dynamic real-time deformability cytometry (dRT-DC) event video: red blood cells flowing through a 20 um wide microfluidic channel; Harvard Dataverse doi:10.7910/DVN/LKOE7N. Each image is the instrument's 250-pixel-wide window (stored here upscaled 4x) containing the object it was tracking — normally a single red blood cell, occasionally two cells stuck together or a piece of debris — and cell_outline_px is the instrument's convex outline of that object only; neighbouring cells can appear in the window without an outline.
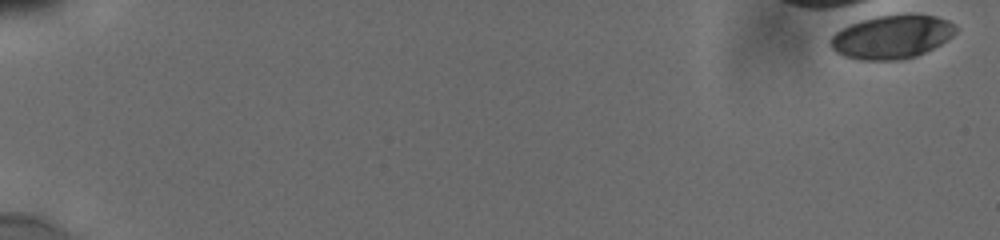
{"species": "human", "species_latin": "Homo sapiens", "temperature_condition": "cold", "stored_images_in_passage": 2, "camera_frame_rate_fps": 3000, "um_per_image_px": 0.085, "donor": {"sex": "male"}, "frame": {"image": 1, "passage_image": 1, "time_ms": 0.0, "image_size_px": [1000, 240], "cell_outline_px": [[956, 32], [948, 40], [916, 56], [904, 60], [860, 60], [844, 56], [836, 52], [828, 44], [828, 40], [836, 32], [852, 24], [864, 20], [880, 16], [912, 12], [936, 16], [948, 20], [956, 24]], "centroid_in_image_um": [75.84, 3.12], "position_along_channel_um": 9.2, "area_um2": 32.08}}